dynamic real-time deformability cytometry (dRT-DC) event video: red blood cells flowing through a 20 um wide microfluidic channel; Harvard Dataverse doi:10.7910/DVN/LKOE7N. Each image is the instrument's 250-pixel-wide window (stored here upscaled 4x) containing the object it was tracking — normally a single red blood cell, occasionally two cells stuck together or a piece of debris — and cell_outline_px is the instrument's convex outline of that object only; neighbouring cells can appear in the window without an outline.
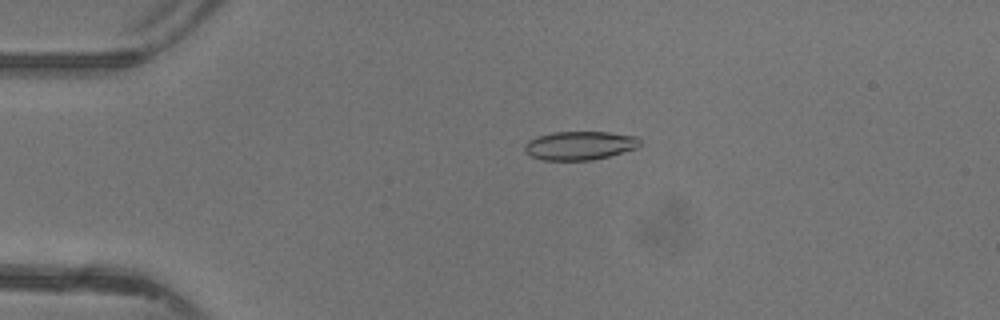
{"species": "common noctule bat (a hibernating species)", "species_latin": "Nyctalus noctula", "temperature_condition": "warm", "stored_images_in_passage": 48, "camera_frame_rate_fps": 3000, "um_per_image_px": 0.085, "animal": {"sex": "female"}, "frame": {"image": 1, "passage_image": 11, "time_ms": 3.333, "image_size_px": [1000, 320], "cell_outline_px": [[640, 144], [636, 148], [608, 156], [592, 160], [544, 160], [532, 156], [524, 148], [524, 144], [528, 140], [536, 136], [552, 132], [608, 132], [636, 136], [640, 140]], "centroid_in_image_um": [49.26, 12.36], "position_along_channel_um": 35.7, "area_um2": 19.13}}
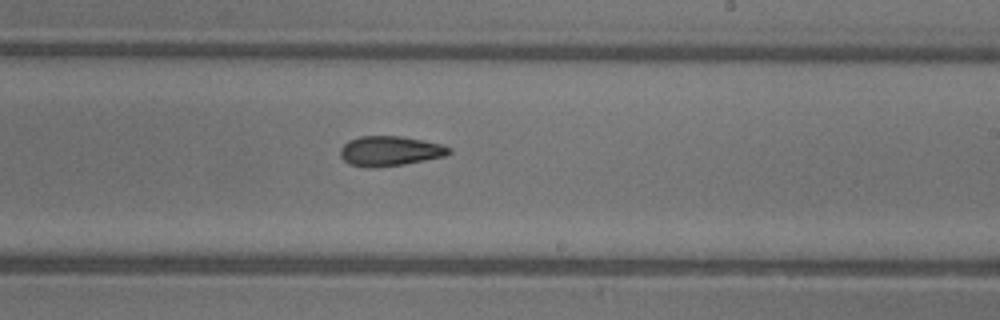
{"frame": {"image": 2, "passage_image": 29, "time_ms": 9.333, "image_size_px": [1000, 320], "cell_outline_px": [[452, 152], [444, 156], [404, 164], [372, 168], [368, 168], [348, 164], [340, 156], [340, 148], [348, 140], [360, 136], [400, 136], [440, 144], [452, 148]], "centroid_in_image_um": [33.1, 12.84], "position_along_channel_um": 255.9, "area_um2": 18.9}}
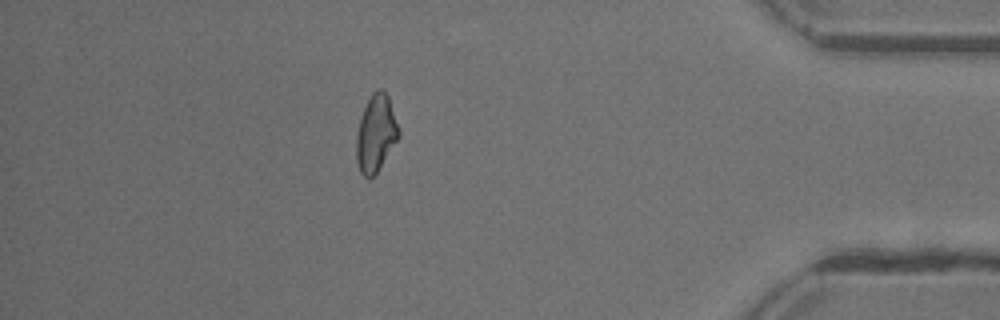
{"frame": {"image": 3, "passage_image": 42, "time_ms": 13.667, "image_size_px": [1000, 320], "cell_outline_px": [[400, 136], [376, 172], [368, 180], [360, 172], [356, 160], [356, 136], [360, 116], [372, 92], [376, 88], [380, 88], [388, 96], [400, 132]], "centroid_in_image_um": [31.93, 11.33], "position_along_channel_um": 403.3, "area_um2": 18.84}, "authors_computed_cell_mechanics": {"area_um2": 18.9584, "velocity_mm_per_s": 4.3962, "shape_relaxation_time_tau1_ms": null, "shape_relaxation_time_tau2_ms": 5.733, "deformation_change_tau1": null, "deformation_change_tau2": 0.1529}}